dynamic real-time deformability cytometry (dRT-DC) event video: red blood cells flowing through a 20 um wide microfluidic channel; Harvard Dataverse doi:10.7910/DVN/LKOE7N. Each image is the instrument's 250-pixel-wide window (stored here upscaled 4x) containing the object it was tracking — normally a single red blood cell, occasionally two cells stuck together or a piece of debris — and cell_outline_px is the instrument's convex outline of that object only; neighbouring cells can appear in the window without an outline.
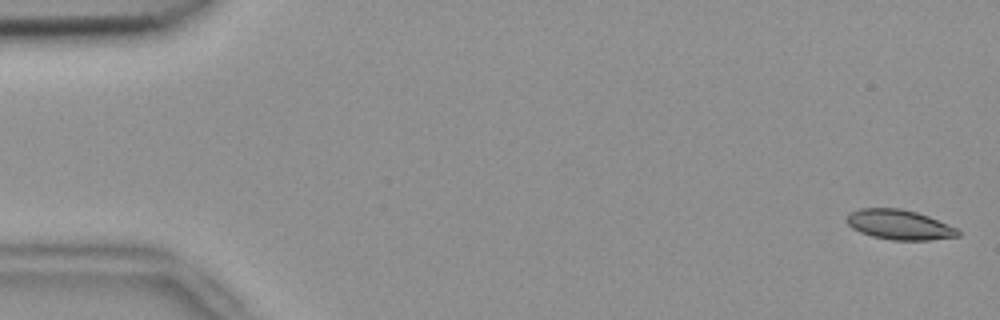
{"species": "common noctule bat (a hibernating species)", "species_latin": "Nyctalus noctula", "temperature_condition": "room temperature", "stored_images_in_passage": 54, "camera_frame_rate_fps": 3000, "um_per_image_px": 0.085, "animal": {"sex": "female", "body_mass_g": 18.4}, "frame": {"image": 1, "passage_image": 2, "time_ms": 0.333, "image_size_px": [1000, 320], "cell_outline_px": [[960, 236], [932, 240], [892, 240], [872, 236], [860, 232], [852, 228], [848, 224], [848, 216], [852, 212], [860, 208], [900, 208], [916, 212], [928, 216], [956, 228], [960, 232]], "centroid_in_image_um": [76.46, 19.1], "position_along_channel_um": 8.5, "area_um2": 19.19}}
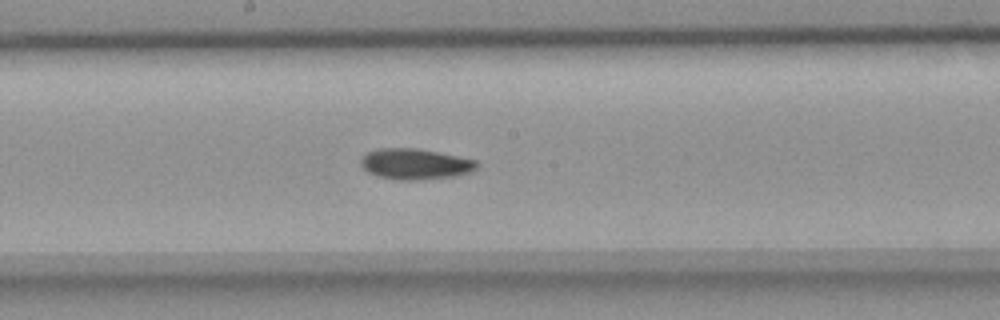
{"frame": {"image": 2, "passage_image": 29, "time_ms": 9.333, "image_size_px": [1000, 320], "cell_outline_px": [[480, 164], [472, 172], [456, 176], [420, 180], [396, 180], [376, 176], [368, 172], [360, 164], [360, 160], [368, 152], [376, 148], [416, 148], [476, 160]], "centroid_in_image_um": [35.29, 13.95], "position_along_channel_um": 212.9, "area_um2": 20.92}}
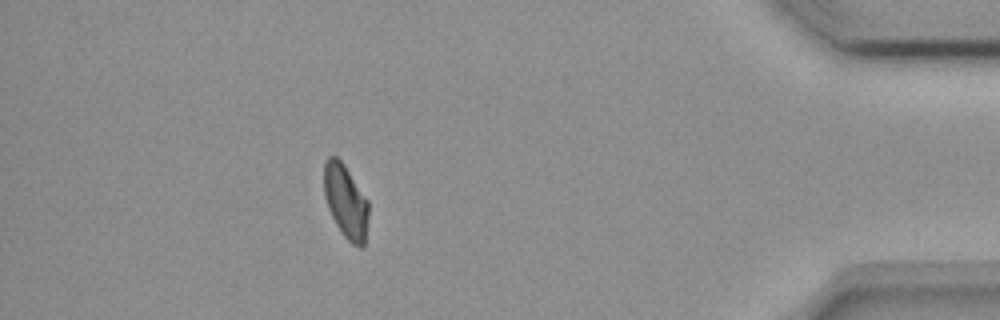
{"frame": {"image": 3, "passage_image": 48, "time_ms": 15.667, "image_size_px": [1000, 320], "cell_outline_px": [[368, 216], [364, 248], [360, 248], [352, 244], [344, 236], [336, 224], [328, 208], [324, 196], [324, 164], [328, 156], [336, 156], [344, 164], [368, 200]], "centroid_in_image_um": [29.39, 17.13], "position_along_channel_um": 405.8, "area_um2": 19.13}, "authors_computed_cell_mechanics": {"area_um2": 20.0855, "velocity_mm_per_s": 3.8227, "shape_relaxation_time_tau1_ms": 11.2288, "shape_relaxation_time_tau2_ms": 8.8285, "deformation_change_tau1": 0.19, "deformation_change_tau2": 0.1129}}